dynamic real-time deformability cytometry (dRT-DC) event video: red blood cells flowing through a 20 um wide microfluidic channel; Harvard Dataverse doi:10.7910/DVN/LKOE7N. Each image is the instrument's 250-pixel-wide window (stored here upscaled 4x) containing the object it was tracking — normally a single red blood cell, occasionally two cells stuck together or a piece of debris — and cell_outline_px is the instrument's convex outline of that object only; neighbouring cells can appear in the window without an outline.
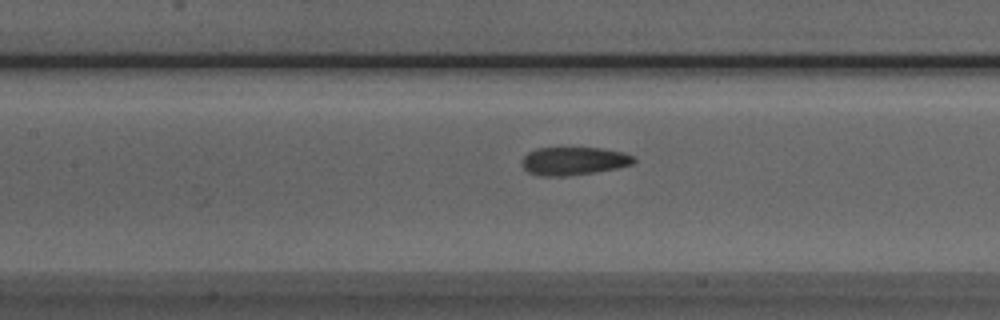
{"species": "Egyptian fruit bat (a non-hibernating species)", "species_latin": "Rousettus aegyptiacus", "temperature_condition": "room temperature", "stored_images_in_passage": 32, "camera_frame_rate_fps": 3000, "um_per_image_px": 0.085, "animal": {"sex": "male"}, "frame": {"image": 1, "passage_image": 14, "time_ms": 4.333, "image_size_px": [1000, 320], "cell_outline_px": [[636, 160], [632, 164], [616, 168], [568, 176], [540, 176], [528, 172], [524, 168], [520, 160], [528, 152], [536, 148], [600, 148], [620, 152], [632, 156]], "centroid_in_image_um": [48.7, 13.69], "position_along_channel_um": 158.7, "area_um2": 18.15}}
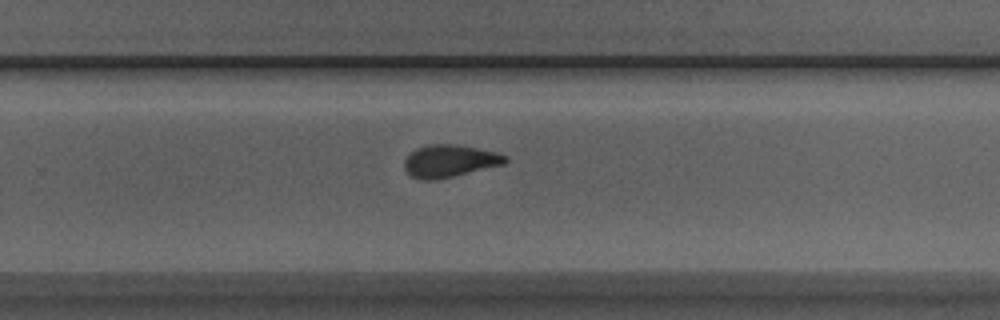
{"frame": {"image": 2, "passage_image": 24, "time_ms": 7.667, "image_size_px": [1000, 320], "cell_outline_px": [[508, 160], [504, 164], [436, 180], [420, 180], [412, 176], [404, 168], [404, 160], [416, 148], [428, 144], [456, 144], [496, 152], [508, 156]], "centroid_in_image_um": [38.21, 13.68], "position_along_channel_um": 291.6, "area_um2": 18.96}}
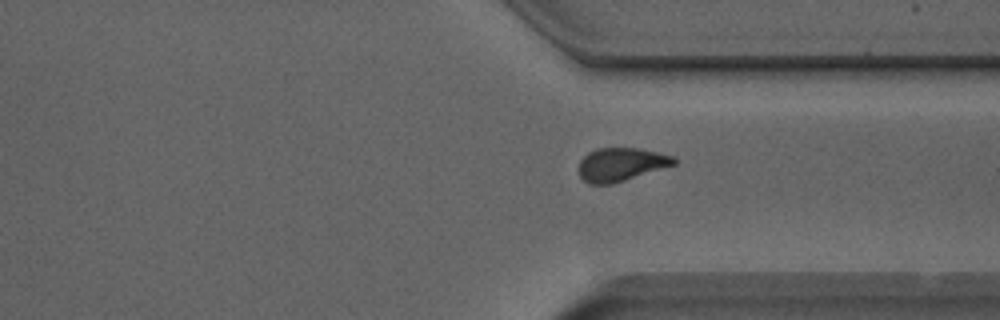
{"frame": {"image": 3, "passage_image": 29, "time_ms": 9.333, "image_size_px": [1000, 320], "cell_outline_px": [[676, 164], [612, 184], [588, 184], [580, 176], [580, 160], [588, 152], [596, 148], [640, 148], [672, 156], [676, 160]], "centroid_in_image_um": [52.77, 13.97], "position_along_channel_um": 358.6, "area_um2": 18.32}}